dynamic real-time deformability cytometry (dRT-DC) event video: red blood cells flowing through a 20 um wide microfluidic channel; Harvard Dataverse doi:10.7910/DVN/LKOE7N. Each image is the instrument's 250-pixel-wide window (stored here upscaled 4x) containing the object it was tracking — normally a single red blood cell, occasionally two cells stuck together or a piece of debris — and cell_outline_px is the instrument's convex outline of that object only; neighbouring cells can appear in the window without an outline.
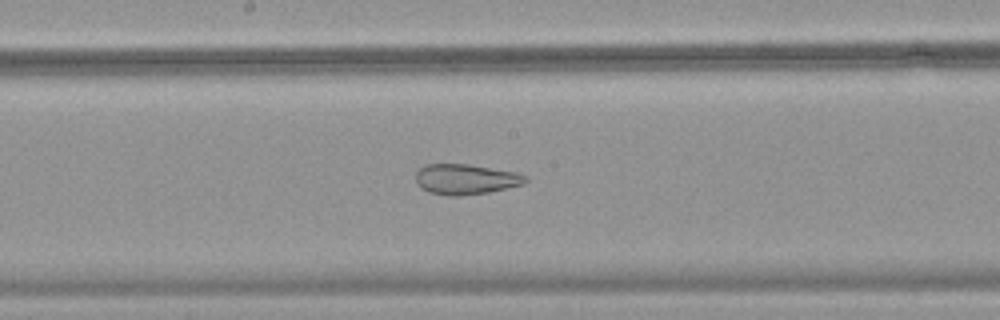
{"species": "common noctule bat (a hibernating species)", "species_latin": "Nyctalus noctula", "temperature_condition": "warm", "stored_images_in_passage": 48, "camera_frame_rate_fps": 3000, "um_per_image_px": 0.085, "animal": {"sex": "female", "body_mass_g": 18.4}, "frame": {"image": 1, "passage_image": 26, "time_ms": 8.333, "image_size_px": [1000, 320], "cell_outline_px": [[528, 180], [524, 184], [488, 192], [460, 196], [448, 196], [428, 192], [420, 188], [416, 184], [416, 172], [424, 164], [468, 164], [516, 172], [528, 176]], "centroid_in_image_um": [39.56, 15.24], "position_along_channel_um": 208.6, "area_um2": 19.59}}
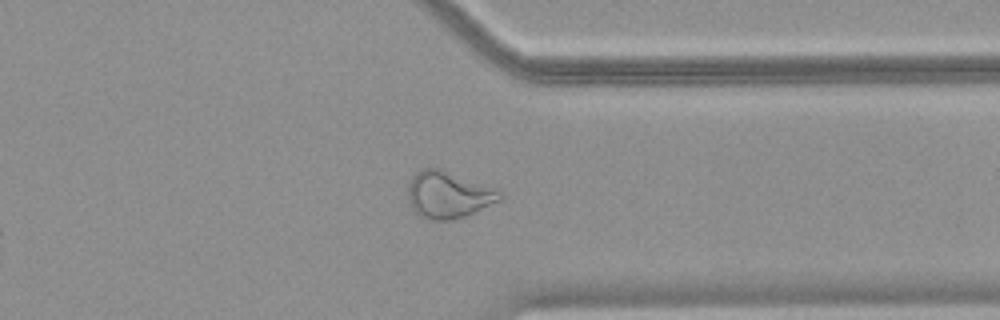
{"frame": {"image": 2, "passage_image": 38, "time_ms": 12.333, "image_size_px": [1000, 320], "cell_outline_px": [[504, 196], [500, 200], [464, 216], [452, 220], [432, 220], [420, 216], [408, 204], [408, 184], [412, 176], [420, 168], [440, 168], [496, 188], [504, 192]], "centroid_in_image_um": [38.09, 16.54], "position_along_channel_um": 373.3, "area_um2": 25.2}}
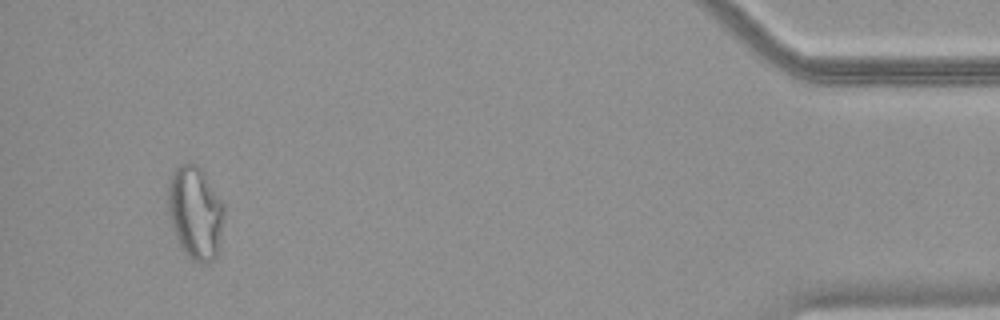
{"frame": {"image": 3, "passage_image": 46, "time_ms": 15.0, "image_size_px": [1000, 320], "cell_outline_px": [[224, 212], [216, 256], [208, 264], [200, 264], [192, 260], [180, 248], [168, 212], [168, 180], [172, 172], [180, 164], [196, 164], [204, 172], [224, 204]], "centroid_in_image_um": [16.58, 18.07], "position_along_channel_um": 418.6, "area_um2": 30.29}}